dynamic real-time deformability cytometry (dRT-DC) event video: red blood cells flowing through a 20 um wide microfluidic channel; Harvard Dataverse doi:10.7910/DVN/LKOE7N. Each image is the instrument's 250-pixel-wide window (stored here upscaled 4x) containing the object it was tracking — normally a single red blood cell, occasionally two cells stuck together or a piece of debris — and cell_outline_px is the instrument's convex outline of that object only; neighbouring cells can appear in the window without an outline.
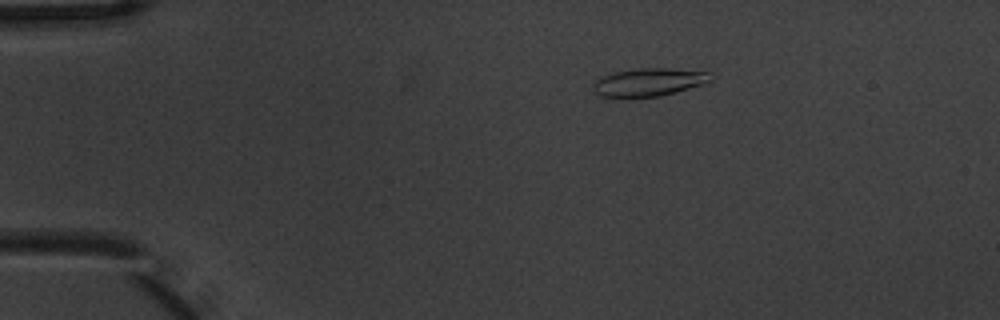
{"species": "common noctule bat (a hibernating species)", "species_latin": "Nyctalus noctula", "temperature_condition": "warm", "stored_images_in_passage": 5, "camera_frame_rate_fps": 3000, "um_per_image_px": 0.085, "animal": {"sex": "male", "body_mass_g": 20.1, "forearm_length_mm": 53.5}, "frame": {"image": 1, "passage_image": 2, "time_ms": 0.333, "image_size_px": [1000, 320], "cell_outline_px": [[712, 80], [688, 88], [660, 96], [600, 96], [596, 92], [596, 80], [600, 76], [616, 72], [636, 68], [672, 68], [708, 72]], "centroid_in_image_um": [55.17, 6.95], "position_along_channel_um": 29.8, "area_um2": 18.5}}